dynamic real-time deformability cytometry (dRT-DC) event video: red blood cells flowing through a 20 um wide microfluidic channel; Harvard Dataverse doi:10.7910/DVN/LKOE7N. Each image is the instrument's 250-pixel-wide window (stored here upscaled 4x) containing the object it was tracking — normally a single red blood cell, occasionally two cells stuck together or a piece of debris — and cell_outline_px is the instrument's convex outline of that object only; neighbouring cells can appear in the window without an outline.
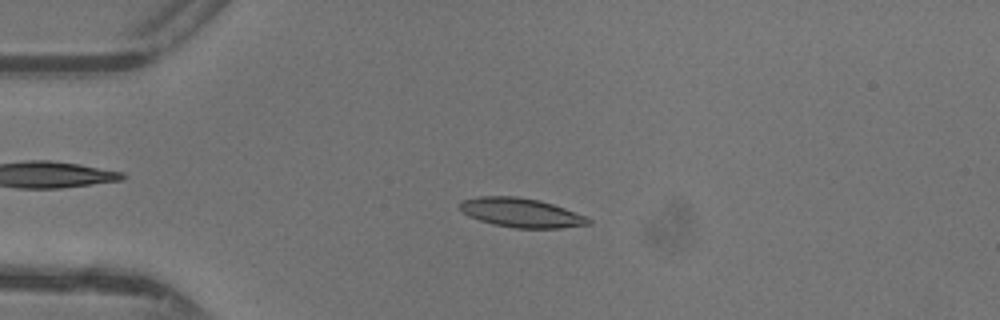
{"species": "common noctule bat (a hibernating species)", "species_latin": "Nyctalus noctula", "temperature_condition": "warm", "stored_images_in_passage": 29, "camera_frame_rate_fps": 3000, "um_per_image_px": 0.085, "animal": {"sex": "female"}, "frame": {"image": 1, "passage_image": 2, "time_ms": 0.333, "image_size_px": [1000, 320], "cell_outline_px": [[592, 224], [560, 228], [516, 228], [492, 224], [468, 216], [460, 208], [460, 204], [464, 200], [476, 196], [516, 196], [540, 200], [564, 208], [584, 216], [592, 220]], "centroid_in_image_um": [44.3, 18.08], "position_along_channel_um": 40.7, "area_um2": 21.73}}
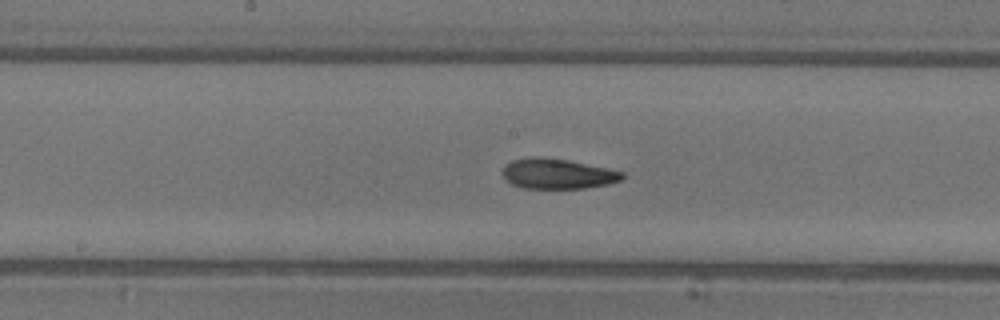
{"frame": {"image": 2, "passage_image": 15, "time_ms": 4.667, "image_size_px": [1000, 320], "cell_outline_px": [[624, 176], [620, 180], [608, 184], [584, 188], [524, 188], [512, 184], [504, 176], [504, 164], [512, 160], [536, 156], [544, 156], [568, 160], [608, 168], [624, 172]], "centroid_in_image_um": [47.4, 14.75], "position_along_channel_um": 200.8, "area_um2": 20.98}}
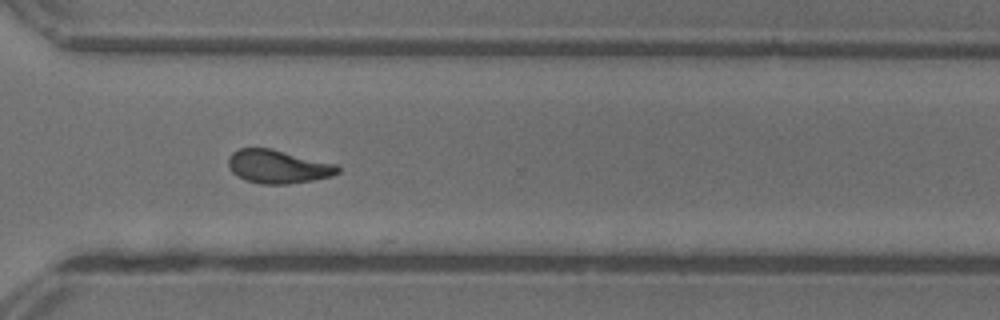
{"frame": {"image": 3, "passage_image": 25, "time_ms": 8.0, "image_size_px": [1000, 320], "cell_outline_px": [[340, 172], [332, 176], [312, 180], [288, 184], [260, 184], [244, 180], [236, 176], [228, 168], [228, 156], [232, 152], [240, 148], [272, 148], [336, 164], [340, 168]], "centroid_in_image_um": [23.6, 14.16], "position_along_channel_um": 347.0, "area_um2": 21.56}, "authors_computed_cell_mechanics": {"area_um2": 21.3282, "velocity_mm_per_s": 4.3957, "shape_relaxation_time_tau1_ms": 5.0106, "shape_relaxation_time_tau2_ms": 2.2239, "deformation_change_tau1": 0.1971, "deformation_change_tau2": 0.0941}}